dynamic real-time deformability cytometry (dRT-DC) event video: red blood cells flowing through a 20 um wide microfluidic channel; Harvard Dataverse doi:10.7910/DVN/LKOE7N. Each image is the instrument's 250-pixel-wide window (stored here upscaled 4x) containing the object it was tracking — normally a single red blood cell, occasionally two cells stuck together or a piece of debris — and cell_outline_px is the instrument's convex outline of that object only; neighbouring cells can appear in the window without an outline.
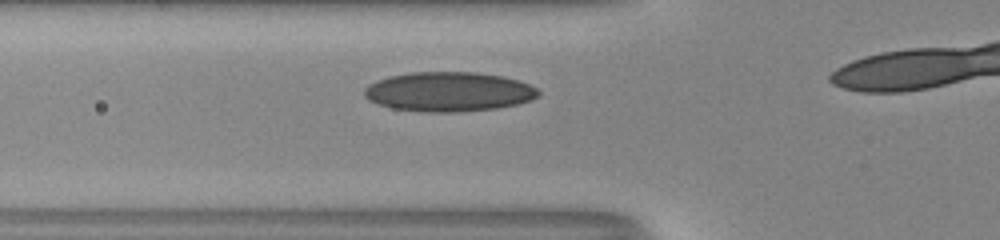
{"species": "human", "species_latin": "Homo sapiens", "temperature_condition": "room temperature", "stored_images_in_passage": 17, "camera_frame_rate_fps": 3000, "um_per_image_px": 0.085, "donor": {"sex": "male"}, "frame": {"image": 1, "passage_image": 6, "time_ms": 1.667, "image_size_px": [1000, 240], "cell_outline_px": [[540, 96], [532, 100], [516, 104], [496, 108], [456, 112], [424, 112], [392, 108], [368, 100], [364, 96], [364, 88], [368, 84], [376, 80], [388, 76], [412, 72], [476, 72], [504, 76], [528, 84], [536, 88], [540, 92]], "centroid_in_image_um": [38.13, 7.79], "position_along_channel_um": 87.7, "area_um2": 40.23}}
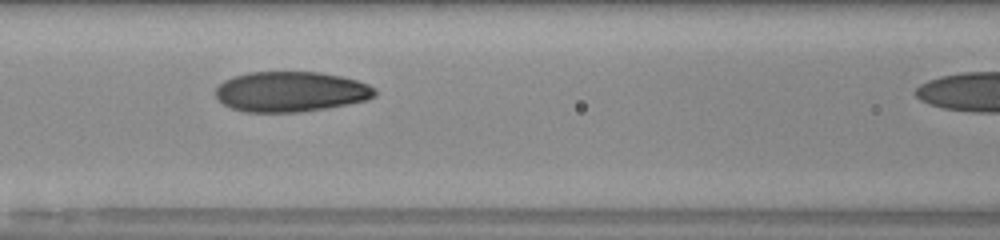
{"frame": {"image": 2, "passage_image": 10, "time_ms": 3.0, "image_size_px": [1000, 240], "cell_outline_px": [[376, 96], [368, 100], [328, 108], [300, 112], [244, 112], [232, 108], [224, 104], [216, 96], [216, 88], [224, 80], [248, 72], [320, 72], [340, 76], [356, 80], [368, 84], [376, 88]], "centroid_in_image_um": [24.75, 7.8], "position_along_channel_um": 141.9, "area_um2": 37.45}}